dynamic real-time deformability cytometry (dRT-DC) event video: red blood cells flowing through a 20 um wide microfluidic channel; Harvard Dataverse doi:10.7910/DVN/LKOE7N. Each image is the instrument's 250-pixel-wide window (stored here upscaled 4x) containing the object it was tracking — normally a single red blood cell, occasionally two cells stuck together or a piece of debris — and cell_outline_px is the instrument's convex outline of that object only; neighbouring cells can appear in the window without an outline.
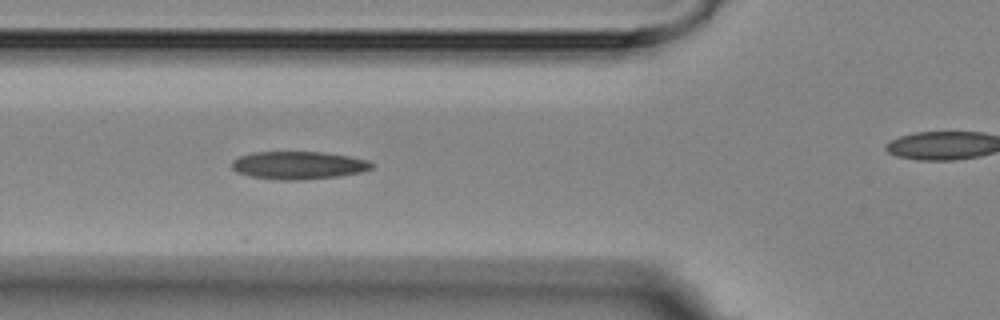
{"species": "Egyptian fruit bat (a non-hibernating species)", "species_latin": "Rousettus aegyptiacus", "temperature_condition": "room temperature", "stored_images_in_passage": 11, "camera_frame_rate_fps": 3000, "um_per_image_px": 0.085, "animal": {"sex": "female"}, "frame": {"image": 1, "passage_image": 5, "time_ms": 4.333, "image_size_px": [1000, 320], "cell_outline_px": [[372, 168], [360, 172], [340, 176], [300, 180], [280, 180], [248, 176], [236, 172], [232, 168], [232, 160], [240, 156], [252, 152], [324, 152], [348, 156], [368, 160], [372, 164]], "centroid_in_image_um": [25.33, 14.05], "position_along_channel_um": 100.5, "area_um2": 22.72}}
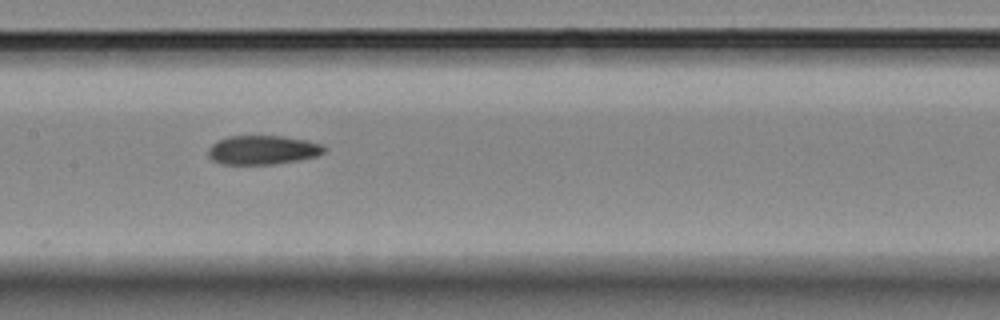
{"frame": {"image": 2, "passage_image": 8, "time_ms": 8.667, "image_size_px": [1000, 320], "cell_outline_px": [[328, 148], [324, 152], [316, 156], [276, 164], [220, 164], [212, 160], [208, 156], [208, 148], [216, 140], [228, 136], [280, 136], [304, 140], [320, 144]], "centroid_in_image_um": [22.28, 12.75], "position_along_channel_um": 185.1, "area_um2": 19.59}}
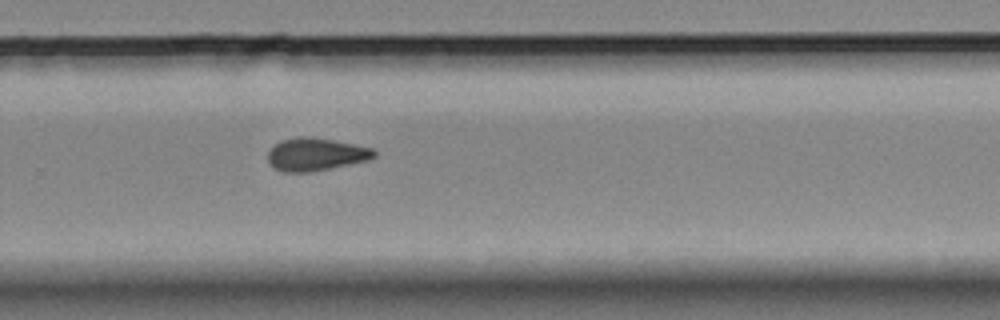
{"frame": {"image": 3, "passage_image": 11, "time_ms": 12.0, "image_size_px": [1000, 320], "cell_outline_px": [[376, 156], [368, 160], [312, 172], [284, 172], [272, 168], [268, 164], [268, 152], [280, 140], [300, 136], [308, 136], [332, 140], [372, 148], [376, 152]], "centroid_in_image_um": [26.8, 13.13], "position_along_channel_um": 303.0, "area_um2": 20.29}}